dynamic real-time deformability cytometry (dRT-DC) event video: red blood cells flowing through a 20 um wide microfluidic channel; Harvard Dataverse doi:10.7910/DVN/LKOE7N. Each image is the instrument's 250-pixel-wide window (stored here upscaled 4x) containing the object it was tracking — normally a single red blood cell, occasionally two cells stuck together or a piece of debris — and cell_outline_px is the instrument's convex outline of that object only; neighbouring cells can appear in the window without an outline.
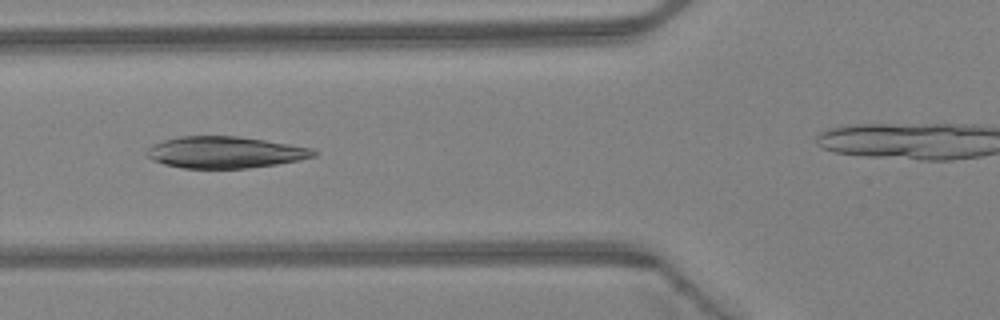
{"species": "Egyptian fruit bat (a non-hibernating species)", "species_latin": "Rousettus aegyptiacus", "temperature_condition": "warm", "stored_images_in_passage": 33, "camera_frame_rate_fps": 3000, "um_per_image_px": 0.085, "animal": {"sex": "female"}, "frame": {"image": 1, "passage_image": 13, "time_ms": 4.0, "image_size_px": [1000, 320], "cell_outline_px": [[320, 152], [316, 156], [276, 164], [248, 168], [184, 168], [164, 164], [152, 160], [144, 152], [152, 144], [164, 140], [180, 136], [236, 136], [264, 140], [312, 148]], "centroid_in_image_um": [19.11, 12.94], "position_along_channel_um": 106.7, "area_um2": 30.63}}
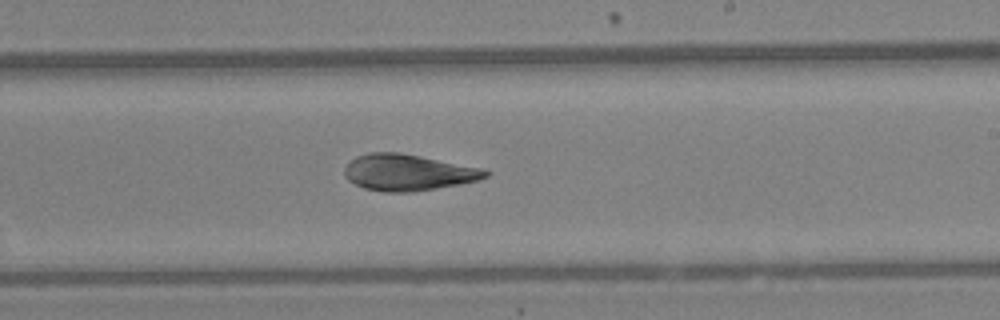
{"frame": {"image": 2, "passage_image": 23, "time_ms": 7.333, "image_size_px": [1000, 320], "cell_outline_px": [[492, 172], [488, 176], [480, 180], [412, 192], [384, 192], [364, 188], [348, 180], [344, 176], [344, 168], [356, 156], [368, 152], [400, 152], [480, 168]], "centroid_in_image_um": [34.65, 14.65], "position_along_channel_um": 254.3, "area_um2": 29.65}}
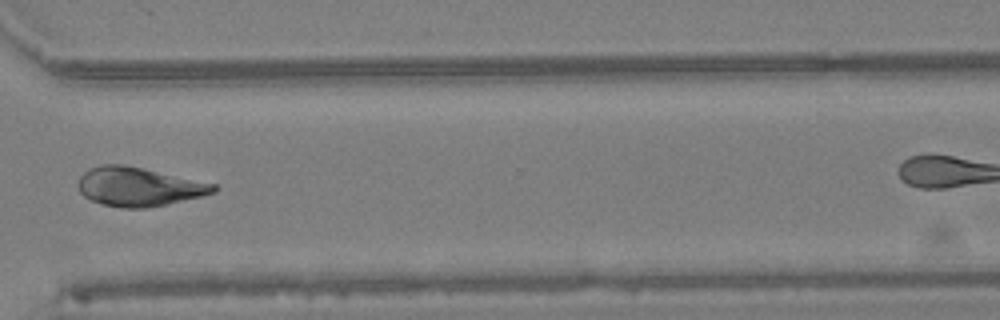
{"frame": {"image": 3, "passage_image": 30, "time_ms": 9.667, "image_size_px": [1000, 320], "cell_outline_px": [[216, 192], [204, 196], [144, 208], [120, 208], [104, 204], [92, 200], [84, 196], [80, 192], [76, 184], [80, 176], [88, 168], [100, 164], [124, 164], [144, 168], [216, 184]], "centroid_in_image_um": [11.76, 15.85], "position_along_channel_um": 358.8, "area_um2": 30.75}}